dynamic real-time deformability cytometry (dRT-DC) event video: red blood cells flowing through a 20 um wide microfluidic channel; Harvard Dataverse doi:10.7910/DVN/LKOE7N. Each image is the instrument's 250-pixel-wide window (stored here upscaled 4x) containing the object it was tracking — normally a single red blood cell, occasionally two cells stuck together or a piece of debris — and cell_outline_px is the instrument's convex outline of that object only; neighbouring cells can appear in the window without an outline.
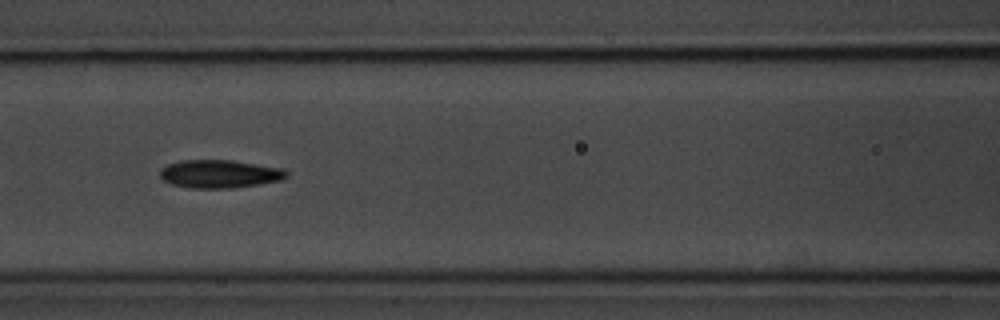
{"species": "common noctule bat (a hibernating species)", "species_latin": "Nyctalus noctula", "temperature_condition": "room temperature", "stored_images_in_passage": 20, "camera_frame_rate_fps": 3000, "um_per_image_px": 0.085, "animal": {"sex": "male", "body_mass_g": 20.1, "forearm_length_mm": 53.5}, "frame": {"image": 1, "passage_image": 9, "time_ms": 2.667, "image_size_px": [1000, 320], "cell_outline_px": [[288, 176], [280, 180], [260, 184], [232, 188], [188, 188], [172, 184], [164, 180], [160, 176], [160, 168], [168, 164], [184, 160], [232, 160], [280, 168], [288, 172]], "centroid_in_image_um": [18.65, 14.78], "position_along_channel_um": 148.0, "area_um2": 20.63}}
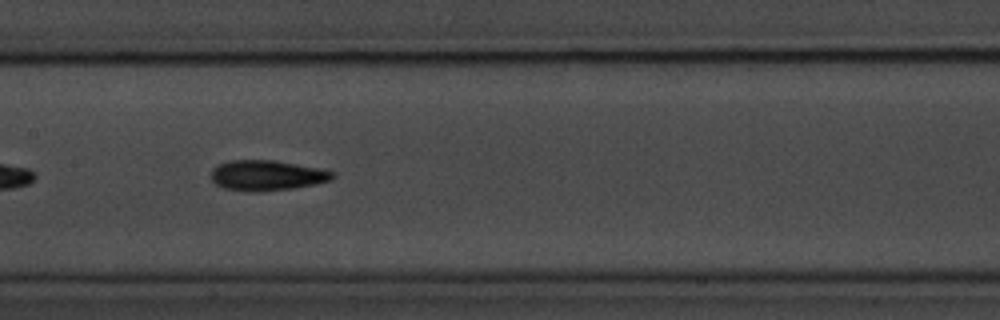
{"frame": {"image": 2, "passage_image": 12, "time_ms": 3.667, "image_size_px": [1000, 320], "cell_outline_px": [[336, 176], [332, 180], [316, 184], [292, 188], [260, 192], [252, 192], [224, 188], [216, 184], [212, 180], [212, 168], [216, 164], [228, 160], [276, 160], [320, 168], [332, 172]], "centroid_in_image_um": [22.68, 14.9], "position_along_channel_um": 184.7, "area_um2": 21.68}}